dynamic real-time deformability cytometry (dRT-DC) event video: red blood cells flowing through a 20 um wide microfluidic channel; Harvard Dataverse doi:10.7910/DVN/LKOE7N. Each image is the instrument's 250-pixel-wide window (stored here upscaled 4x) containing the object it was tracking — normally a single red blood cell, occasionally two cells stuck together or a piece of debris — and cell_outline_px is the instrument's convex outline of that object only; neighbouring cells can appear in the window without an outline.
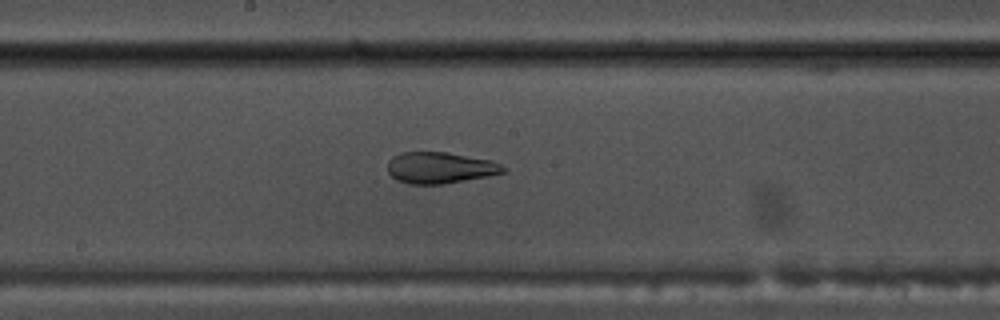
{"species": "common noctule bat (a hibernating species)", "species_latin": "Nyctalus noctula", "temperature_condition": "warm", "stored_images_in_passage": 37, "camera_frame_rate_fps": 3000, "um_per_image_px": 0.085, "animal": {"sex": "male", "body_mass_g": 17.5, "forearm_length_mm": 52.3}, "frame": {"image": 1, "passage_image": 14, "time_ms": 4.333, "image_size_px": [1000, 320], "cell_outline_px": [[508, 172], [488, 176], [444, 184], [408, 184], [396, 180], [388, 172], [388, 160], [392, 156], [404, 152], [448, 152], [492, 160], [508, 168]], "centroid_in_image_um": [37.43, 14.26], "position_along_channel_um": 210.8, "area_um2": 21.39}}
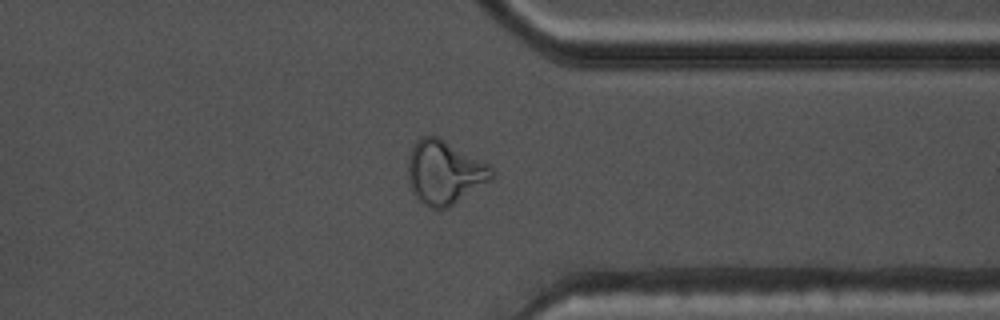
{"frame": {"image": 2, "passage_image": 27, "time_ms": 8.667, "image_size_px": [1000, 320], "cell_outline_px": [[496, 176], [492, 180], [448, 208], [432, 208], [424, 204], [416, 196], [408, 180], [408, 156], [416, 140], [420, 136], [436, 136], [444, 140], [488, 164], [496, 172]], "centroid_in_image_um": [37.8, 14.66], "position_along_channel_um": 373.6, "area_um2": 30.92}}
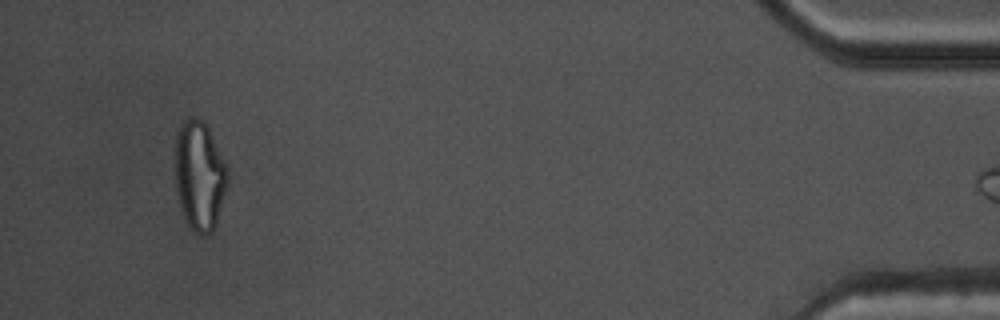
{"frame": {"image": 3, "passage_image": 36, "time_ms": 11.667, "image_size_px": [1000, 320], "cell_outline_px": [[228, 184], [216, 224], [212, 232], [200, 236], [192, 232], [188, 228], [176, 192], [176, 132], [180, 124], [188, 116], [204, 120], [228, 168]], "centroid_in_image_um": [16.96, 14.95], "position_along_channel_um": 418.2, "area_um2": 33.7}}